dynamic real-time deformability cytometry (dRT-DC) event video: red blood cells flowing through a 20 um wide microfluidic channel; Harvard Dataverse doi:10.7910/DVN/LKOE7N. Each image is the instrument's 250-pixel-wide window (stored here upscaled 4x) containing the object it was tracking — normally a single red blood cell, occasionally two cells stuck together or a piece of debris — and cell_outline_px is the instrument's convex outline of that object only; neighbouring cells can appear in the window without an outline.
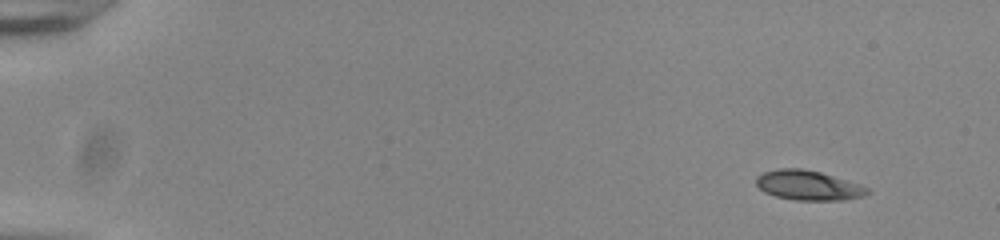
{"species": "common noctule bat (a hibernating species)", "species_latin": "Nyctalus noctula", "temperature_condition": "room temperature", "stored_images_in_passage": 54, "camera_frame_rate_fps": 3000, "um_per_image_px": 0.085, "animal": {"sex": "male", "body_mass_g": 20.0, "forearm_length_mm": 53.3}, "frame": {"image": 1, "passage_image": 5, "time_ms": 1.333, "image_size_px": [1000, 240], "cell_outline_px": [[872, 192], [864, 196], [844, 200], [796, 200], [776, 196], [764, 192], [756, 184], [756, 176], [764, 172], [780, 168], [800, 168], [820, 172], [860, 184], [868, 188]], "centroid_in_image_um": [68.72, 15.76], "position_along_channel_um": 16.3, "area_um2": 19.25}}
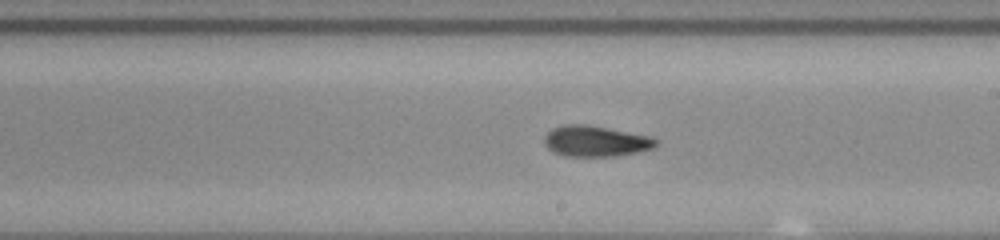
{"frame": {"image": 2, "passage_image": 33, "time_ms": 10.667, "image_size_px": [1000, 240], "cell_outline_px": [[660, 144], [652, 148], [636, 152], [616, 156], [564, 156], [552, 152], [544, 144], [544, 136], [552, 128], [564, 124], [584, 124], [652, 136], [660, 140]], "centroid_in_image_um": [50.64, 12.0], "position_along_channel_um": 238.4, "area_um2": 20.23}}
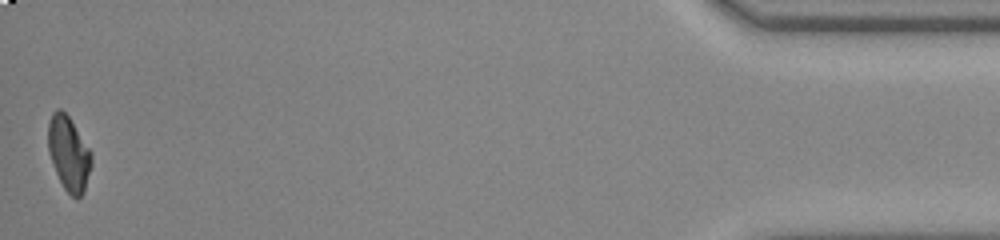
{"frame": {"image": 3, "passage_image": 54, "time_ms": 17.667, "image_size_px": [1000, 240], "cell_outline_px": [[92, 164], [84, 192], [76, 200], [64, 188], [56, 172], [48, 148], [48, 124], [52, 112], [56, 108], [60, 108], [68, 116], [92, 152]], "centroid_in_image_um": [5.86, 13.04], "position_along_channel_um": 429.3, "area_um2": 18.67}, "authors_computed_cell_mechanics": {"area_um2": 19.363, "velocity_mm_per_s": 3.8918, "shape_relaxation_time_tau1_ms": 5.8269, "shape_relaxation_time_tau2_ms": 2.2041, "deformation_change_tau1": 0.1954, "deformation_change_tau2": 0.0932}}